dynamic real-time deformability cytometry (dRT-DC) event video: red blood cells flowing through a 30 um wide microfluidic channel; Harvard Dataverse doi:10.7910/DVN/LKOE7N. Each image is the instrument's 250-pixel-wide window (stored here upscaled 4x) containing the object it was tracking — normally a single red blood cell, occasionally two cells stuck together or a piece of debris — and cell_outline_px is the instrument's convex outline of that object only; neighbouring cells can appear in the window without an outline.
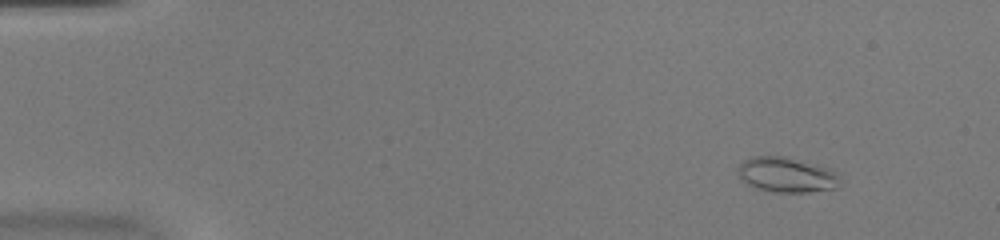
{"species": "common noctule bat (a hibernating species)", "species_latin": "Nyctalus noctula", "temperature_condition": "warm", "stored_images_in_passage": 53, "camera_frame_rate_fps": 3000, "um_per_image_px": 0.085, "animal": {"sex": "female", "body_mass_g": 20.0, "forearm_length_mm": 54.0}, "frame": {"image": 1, "passage_image": 6, "time_ms": 1.667, "image_size_px": [1000, 240], "cell_outline_px": [[836, 188], [808, 192], [772, 192], [756, 188], [748, 184], [740, 176], [736, 168], [744, 160], [752, 156], [788, 156], [832, 168], [836, 176]], "centroid_in_image_um": [66.82, 14.84], "position_along_channel_um": 18.2, "area_um2": 20.81}}
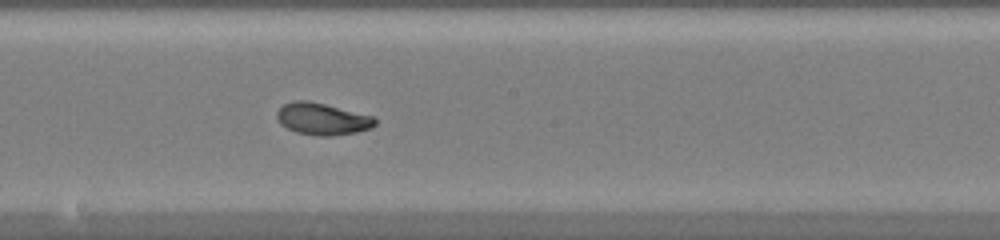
{"frame": {"image": 2, "passage_image": 30, "time_ms": 9.667, "image_size_px": [1000, 240], "cell_outline_px": [[376, 124], [372, 128], [356, 132], [332, 136], [316, 136], [296, 132], [280, 124], [276, 116], [276, 112], [284, 104], [292, 100], [308, 100], [372, 116], [376, 120]], "centroid_in_image_um": [27.37, 10.11], "position_along_channel_um": 220.8, "area_um2": 18.21}}
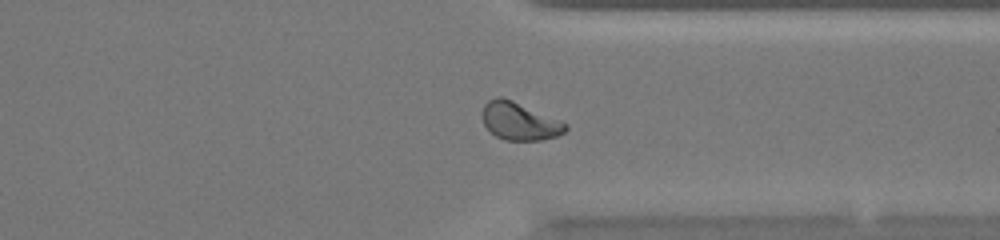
{"frame": {"image": 3, "passage_image": 41, "time_ms": 13.333, "image_size_px": [1000, 240], "cell_outline_px": [[568, 128], [564, 132], [556, 136], [540, 140], [504, 140], [496, 136], [484, 124], [484, 104], [488, 100], [496, 96], [500, 96], [512, 100], [560, 120], [568, 124]], "centroid_in_image_um": [44.18, 10.3], "position_along_channel_um": 367.2, "area_um2": 18.03}, "authors_computed_cell_mechanics": {"area_um2": 18.6694, "velocity_mm_per_s": 3.9934, "shape_relaxation_time_tau1_ms": 6.6571, "shape_relaxation_time_tau2_ms": 1.6538, "deformation_change_tau1": 0.2014, "deformation_change_tau2": 0.0612}}